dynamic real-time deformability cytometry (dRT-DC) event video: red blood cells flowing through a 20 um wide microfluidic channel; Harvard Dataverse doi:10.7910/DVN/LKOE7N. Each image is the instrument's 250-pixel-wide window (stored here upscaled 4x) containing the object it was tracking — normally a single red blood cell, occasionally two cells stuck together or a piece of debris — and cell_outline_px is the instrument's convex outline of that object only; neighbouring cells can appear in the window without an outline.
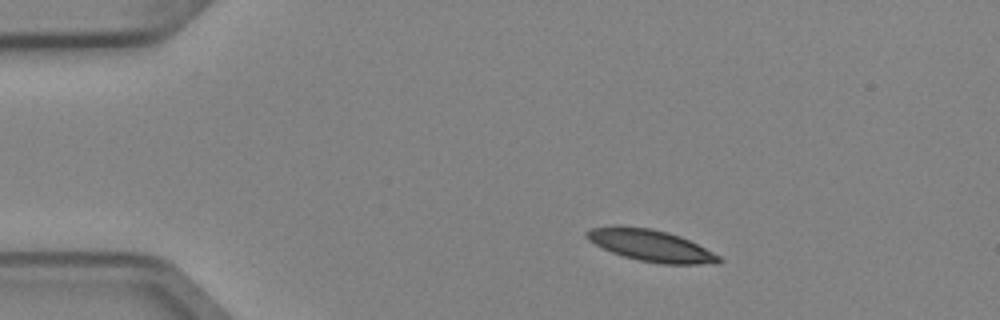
{"species": "Egyptian fruit bat (a non-hibernating species)", "species_latin": "Rousettus aegyptiacus", "temperature_condition": "cold", "stored_images_in_passage": 5, "camera_frame_rate_fps": 3000, "um_per_image_px": 0.085, "animal": {"sex": "female"}, "frame": {"image": 1, "passage_image": 1, "time_ms": 0.0, "image_size_px": [1000, 320], "cell_outline_px": [[724, 260], [720, 264], [664, 264], [640, 260], [624, 256], [612, 252], [588, 240], [584, 236], [584, 232], [588, 228], [612, 224], [652, 228], [668, 232], [680, 236], [720, 256]], "centroid_in_image_um": [55.28, 20.84], "position_along_channel_um": 29.7, "area_um2": 24.62}}
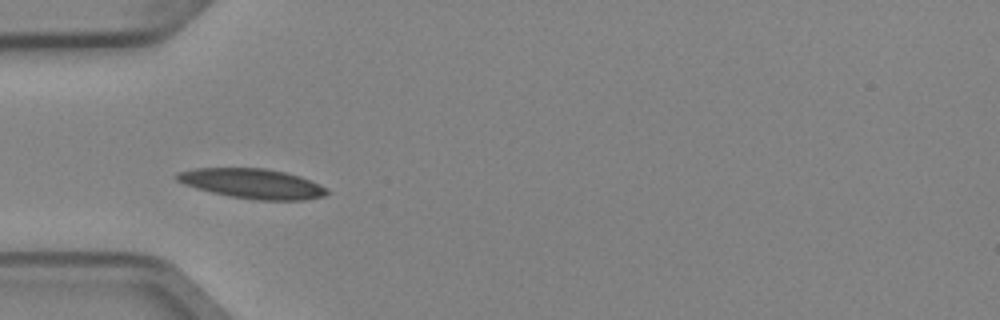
{"frame": {"image": 2, "passage_image": 3, "time_ms": 0.667, "image_size_px": [1000, 320], "cell_outline_px": [[332, 192], [324, 196], [304, 200], [252, 200], [228, 196], [196, 188], [184, 184], [176, 180], [172, 176], [176, 172], [196, 168], [264, 168], [284, 172], [300, 176], [320, 184], [328, 188]], "centroid_in_image_um": [21.45, 15.61], "position_along_channel_um": 63.5, "area_um2": 26.41}}
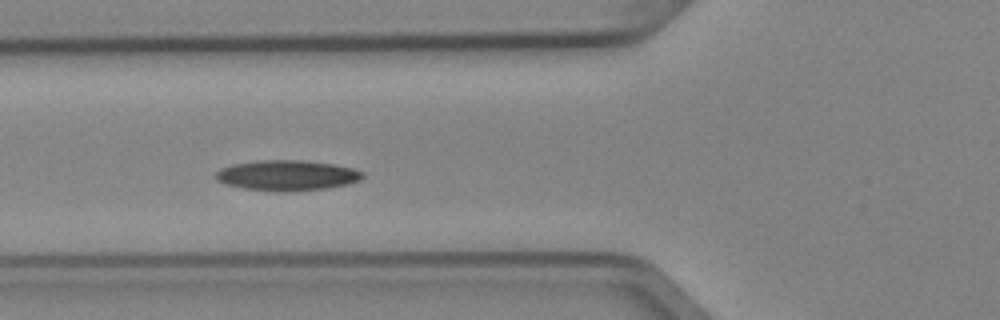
{"frame": {"image": 3, "passage_image": 4, "time_ms": 1.0, "image_size_px": [1000, 320], "cell_outline_px": [[364, 176], [360, 180], [348, 184], [328, 188], [280, 192], [244, 188], [228, 184], [216, 180], [216, 172], [220, 168], [232, 164], [256, 160], [300, 160], [332, 164], [352, 168], [364, 172]], "centroid_in_image_um": [24.4, 14.9], "position_along_channel_um": 101.4, "area_um2": 25.95}}